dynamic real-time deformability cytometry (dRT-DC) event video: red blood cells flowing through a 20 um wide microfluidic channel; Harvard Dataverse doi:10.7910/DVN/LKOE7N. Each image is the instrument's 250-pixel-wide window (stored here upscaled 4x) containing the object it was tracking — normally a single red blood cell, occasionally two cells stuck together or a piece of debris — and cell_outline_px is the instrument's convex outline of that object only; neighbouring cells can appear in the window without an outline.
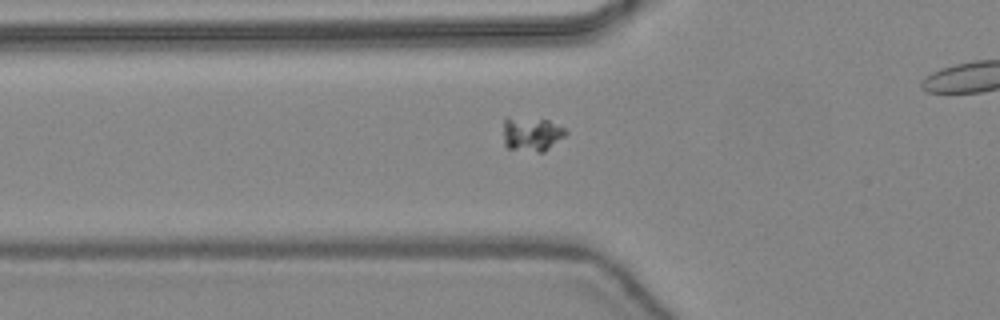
{"species": "common noctule bat (a hibernating species)", "species_latin": "Nyctalus noctula", "temperature_condition": "warm", "stored_images_in_passage": 36, "camera_frame_rate_fps": 3000, "um_per_image_px": 0.085, "animal": {"sex": "female", "body_mass_g": 24.6, "forearm_length_mm": 56.2}, "frame": {"image": 1, "passage_image": 12, "time_ms": 3.667, "image_size_px": [1000, 320], "cell_outline_px": [[568, 132], [564, 136], [544, 152], [536, 152], [508, 148], [504, 144], [504, 116], [508, 116], [548, 120], [564, 128]], "centroid_in_image_um": [45.16, 11.38], "position_along_channel_um": 80.6, "area_um2": 12.48}}
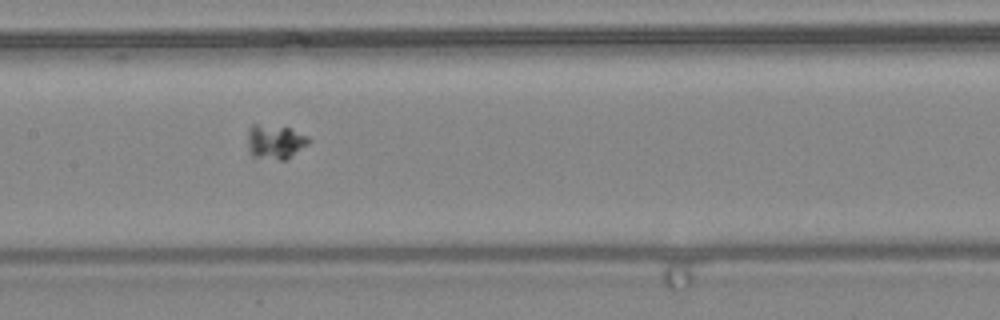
{"frame": {"image": 2, "passage_image": 19, "time_ms": 6.0, "image_size_px": [1000, 320], "cell_outline_px": [[312, 140], [308, 144], [284, 160], [280, 160], [252, 156], [248, 148], [248, 128], [252, 124], [256, 124], [288, 128], [308, 136]], "centroid_in_image_um": [23.37, 12.05], "position_along_channel_um": 184.0, "area_um2": 12.02}}
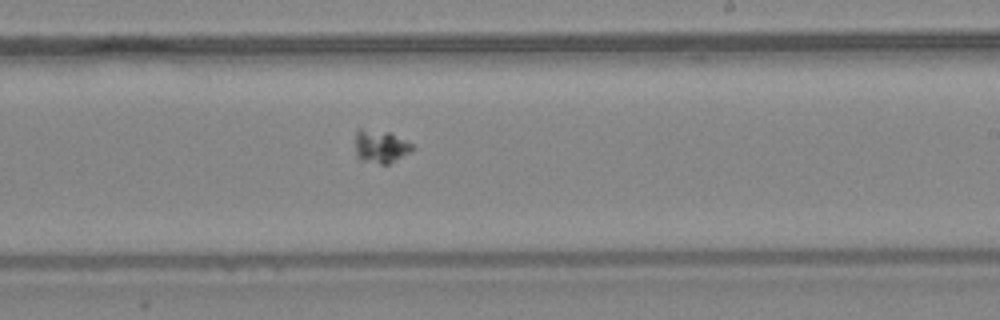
{"frame": {"image": 3, "passage_image": 24, "time_ms": 7.667, "image_size_px": [1000, 320], "cell_outline_px": [[416, 148], [412, 152], [388, 164], [380, 164], [360, 160], [356, 156], [356, 128], [360, 128], [388, 132], [412, 144]], "centroid_in_image_um": [32.35, 12.46], "position_along_channel_um": 256.6, "area_um2": 11.04}}